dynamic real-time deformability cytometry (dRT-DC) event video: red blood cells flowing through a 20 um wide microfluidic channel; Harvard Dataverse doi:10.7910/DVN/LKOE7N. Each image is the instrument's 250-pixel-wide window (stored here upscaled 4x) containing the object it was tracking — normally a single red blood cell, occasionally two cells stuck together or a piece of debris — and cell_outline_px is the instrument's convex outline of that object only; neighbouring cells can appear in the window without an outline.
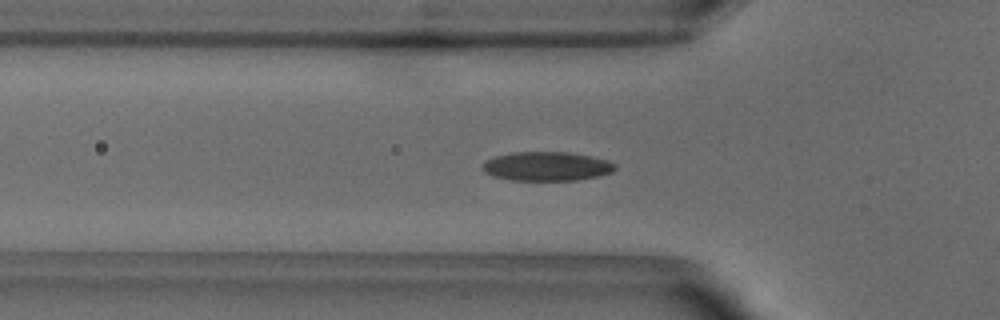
{"species": "common noctule bat (a hibernating species)", "species_latin": "Nyctalus noctula", "temperature_condition": "warm", "stored_images_in_passage": 52, "camera_frame_rate_fps": 3000, "um_per_image_px": 0.085, "animal": {"sex": "male", "body_mass_g": 18.8}, "frame": {"image": 1, "passage_image": 16, "time_ms": 5.0, "image_size_px": [1000, 320], "cell_outline_px": [[616, 168], [612, 172], [600, 176], [576, 180], [512, 180], [492, 176], [484, 172], [480, 168], [484, 160], [496, 156], [512, 152], [568, 152], [608, 160], [616, 164]], "centroid_in_image_um": [46.44, 14.14], "position_along_channel_um": 79.4, "area_um2": 22.6}}
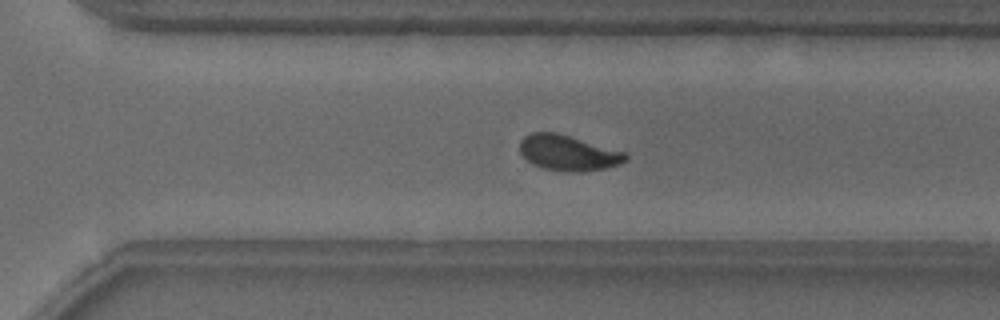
{"frame": {"image": 2, "passage_image": 35, "time_ms": 11.333, "image_size_px": [1000, 320], "cell_outline_px": [[628, 160], [620, 164], [604, 168], [580, 172], [572, 172], [540, 168], [532, 164], [520, 152], [520, 140], [524, 136], [532, 132], [556, 132], [624, 152], [628, 156]], "centroid_in_image_um": [48.27, 13.0], "position_along_channel_um": 322.3, "area_um2": 21.73}}
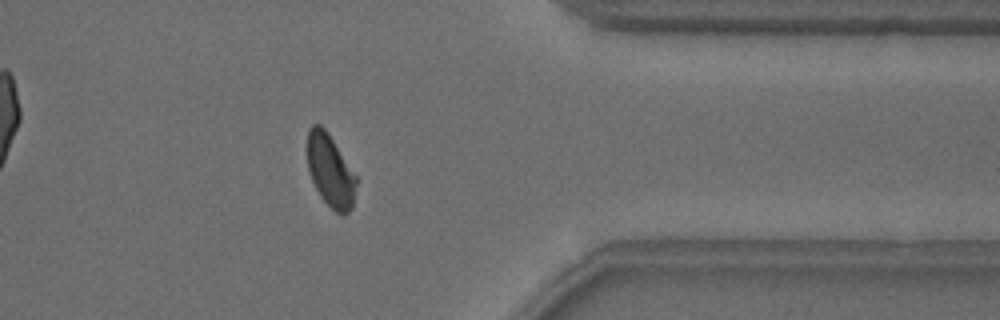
{"frame": {"image": 3, "passage_image": 41, "time_ms": 13.333, "image_size_px": [1000, 320], "cell_outline_px": [[356, 184], [352, 208], [344, 216], [340, 216], [320, 196], [308, 172], [308, 128], [312, 124], [320, 124], [328, 132], [356, 176]], "centroid_in_image_um": [28.07, 14.52], "position_along_channel_um": 383.3, "area_um2": 20.52}, "authors_computed_cell_mechanics": {"area_um2": 21.7328, "velocity_mm_per_s": 3.8258, "shape_relaxation_time_tau1_ms": 3.0079, "shape_relaxation_time_tau2_ms": 1.5288, "deformation_change_tau1": 0.1225, "deformation_change_tau2": 0.0563}}